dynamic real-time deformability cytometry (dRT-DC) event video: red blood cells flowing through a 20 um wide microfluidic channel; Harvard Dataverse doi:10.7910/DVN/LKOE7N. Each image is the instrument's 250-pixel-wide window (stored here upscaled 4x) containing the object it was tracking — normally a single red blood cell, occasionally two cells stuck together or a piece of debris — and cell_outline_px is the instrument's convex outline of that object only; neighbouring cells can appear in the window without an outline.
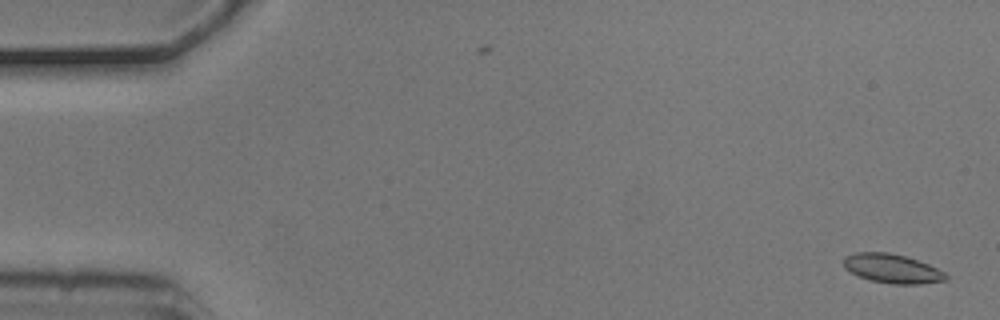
{"species": "common noctule bat (a hibernating species)", "species_latin": "Nyctalus noctula", "temperature_condition": "cold", "stored_images_in_passage": 5, "camera_frame_rate_fps": 3000, "um_per_image_px": 0.085, "animal": {"sex": "male", "body_mass_g": 20.5, "forearm_length_mm": 52.5}, "frame": {"image": 1, "passage_image": 1, "time_ms": 0.0, "image_size_px": [1000, 320], "cell_outline_px": [[948, 280], [920, 284], [892, 284], [868, 280], [856, 276], [844, 268], [844, 256], [856, 252], [888, 252], [904, 256], [928, 264], [944, 272], [948, 276]], "centroid_in_image_um": [75.8, 22.84], "position_along_channel_um": 9.2, "area_um2": 17.46}}
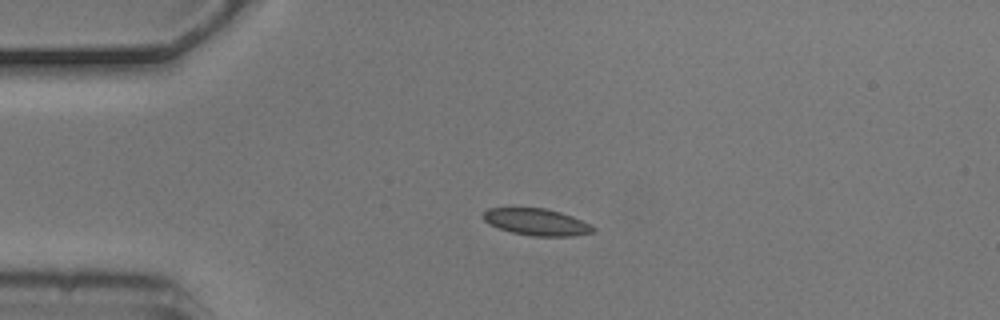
{"frame": {"image": 2, "passage_image": 4, "time_ms": 1.0, "image_size_px": [1000, 320], "cell_outline_px": [[596, 232], [572, 236], [532, 236], [512, 232], [488, 224], [484, 220], [484, 212], [488, 208], [544, 208], [560, 212], [572, 216], [596, 228]], "centroid_in_image_um": [45.62, 18.88], "position_along_channel_um": 39.4, "area_um2": 16.99}}